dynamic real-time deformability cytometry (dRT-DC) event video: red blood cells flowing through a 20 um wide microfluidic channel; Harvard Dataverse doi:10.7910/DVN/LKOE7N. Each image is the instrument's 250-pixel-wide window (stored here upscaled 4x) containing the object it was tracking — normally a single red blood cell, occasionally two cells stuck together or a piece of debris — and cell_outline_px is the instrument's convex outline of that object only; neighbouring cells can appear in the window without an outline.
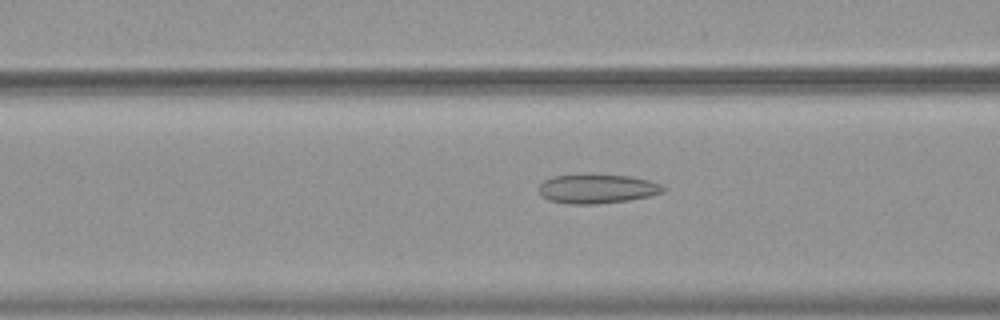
{"species": "common noctule bat (a hibernating species)", "species_latin": "Nyctalus noctula", "temperature_condition": "warm", "stored_images_in_passage": 35, "camera_frame_rate_fps": 3000, "um_per_image_px": 0.085, "animal": {"sex": "female", "body_mass_g": 19.9}, "frame": {"image": 1, "passage_image": 9, "time_ms": 2.667, "image_size_px": [1000, 320], "cell_outline_px": [[668, 188], [664, 192], [652, 196], [628, 200], [596, 204], [568, 204], [548, 200], [540, 192], [540, 184], [544, 180], [552, 176], [632, 176], [648, 180], [660, 184]], "centroid_in_image_um": [50.82, 16.07], "position_along_channel_um": 115.8, "area_um2": 20.75}}
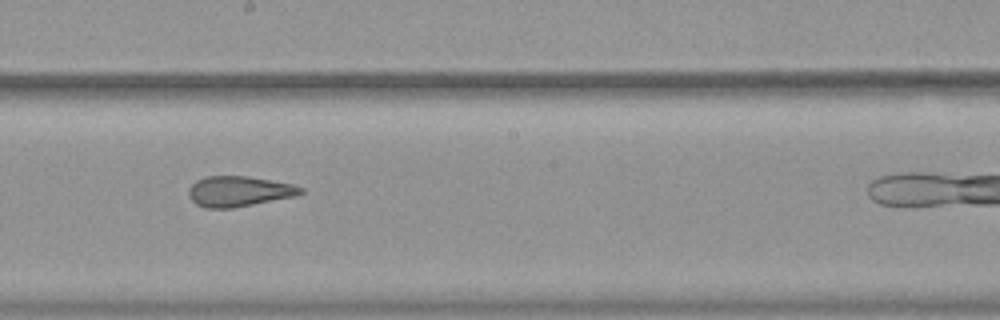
{"frame": {"image": 2, "passage_image": 18, "time_ms": 5.667, "image_size_px": [1000, 320], "cell_outline_px": [[304, 192], [296, 196], [232, 208], [204, 208], [196, 204], [188, 196], [188, 188], [196, 180], [204, 176], [248, 176], [292, 184], [304, 188]], "centroid_in_image_um": [20.28, 16.26], "position_along_channel_um": 227.9, "area_um2": 19.94}}
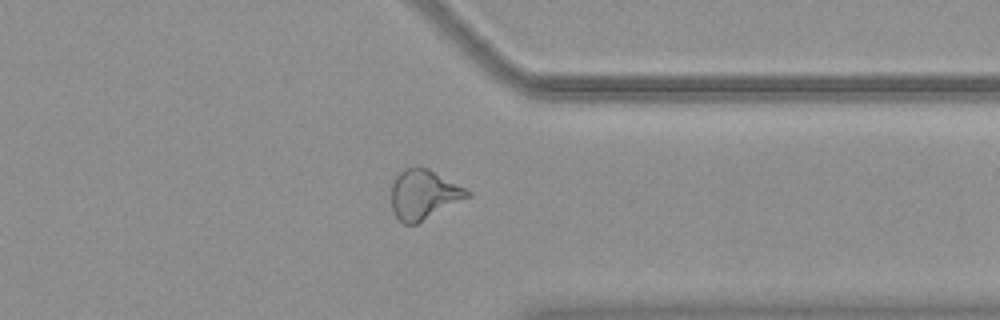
{"frame": {"image": 3, "passage_image": 30, "time_ms": 9.667, "image_size_px": [1000, 320], "cell_outline_px": [[472, 196], [416, 224], [404, 224], [396, 216], [392, 208], [392, 184], [396, 172], [404, 168], [416, 164], [428, 168], [472, 192]], "centroid_in_image_um": [36.01, 16.49], "position_along_channel_um": 375.4, "area_um2": 22.25}, "authors_computed_cell_mechanics": {"area_um2": 20.4612, "velocity_mm_per_s": 3.7376, "shape_relaxation_time_tau1_ms": null, "shape_relaxation_time_tau2_ms": 1.967, "deformation_change_tau1": null, "deformation_change_tau2": 0.1133}}